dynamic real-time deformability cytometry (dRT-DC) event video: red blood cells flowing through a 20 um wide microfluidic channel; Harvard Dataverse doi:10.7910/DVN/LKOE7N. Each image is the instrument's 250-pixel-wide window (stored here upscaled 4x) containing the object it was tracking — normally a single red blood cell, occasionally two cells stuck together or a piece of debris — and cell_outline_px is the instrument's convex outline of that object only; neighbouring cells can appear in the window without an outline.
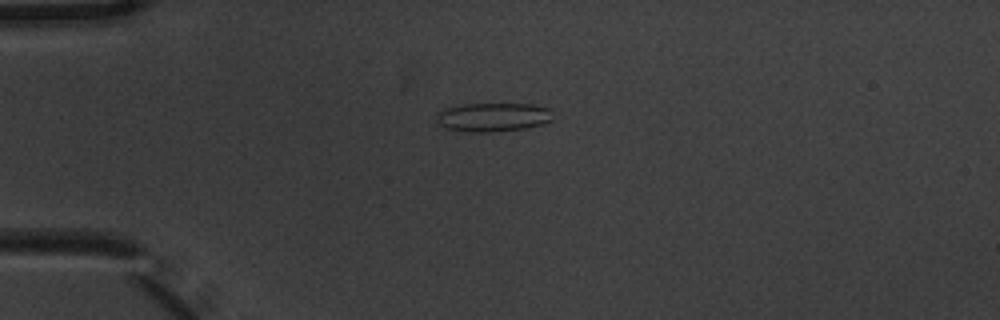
{"species": "common noctule bat (a hibernating species)", "species_latin": "Nyctalus noctula", "temperature_condition": "warm", "stored_images_in_passage": 7, "camera_frame_rate_fps": 3000, "um_per_image_px": 0.085, "animal": {"sex": "male", "body_mass_g": 20.1, "forearm_length_mm": 53.5}, "frame": {"image": 1, "passage_image": 4, "time_ms": 1.0, "image_size_px": [1000, 320], "cell_outline_px": [[552, 120], [540, 124], [524, 128], [488, 132], [472, 132], [444, 128], [436, 124], [436, 112], [444, 108], [464, 104], [532, 104], [548, 108]], "centroid_in_image_um": [41.8, 9.95], "position_along_channel_um": 43.2, "area_um2": 19.48}}
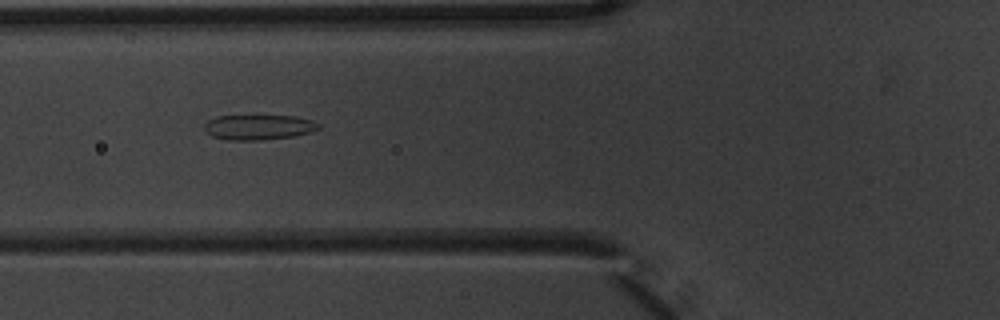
{"frame": {"image": 2, "passage_image": 6, "time_ms": 1.667, "image_size_px": [1000, 320], "cell_outline_px": [[320, 128], [312, 132], [296, 136], [260, 140], [228, 140], [212, 136], [204, 132], [204, 124], [208, 120], [216, 116], [296, 116], [312, 120], [320, 124]], "centroid_in_image_um": [21.98, 10.81], "position_along_channel_um": 103.8, "area_um2": 16.88}}
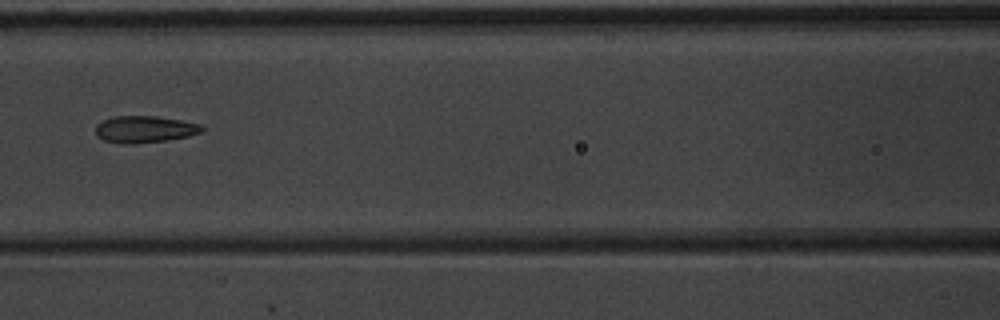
{"frame": {"image": 3, "passage_image": 7, "time_ms": 2.0, "image_size_px": [1000, 320], "cell_outline_px": [[204, 132], [188, 136], [164, 140], [136, 144], [120, 144], [104, 140], [96, 136], [96, 124], [104, 120], [116, 116], [156, 116], [180, 120], [200, 124], [204, 128]], "centroid_in_image_um": [12.29, 10.99], "position_along_channel_um": 154.3, "area_um2": 16.65}}